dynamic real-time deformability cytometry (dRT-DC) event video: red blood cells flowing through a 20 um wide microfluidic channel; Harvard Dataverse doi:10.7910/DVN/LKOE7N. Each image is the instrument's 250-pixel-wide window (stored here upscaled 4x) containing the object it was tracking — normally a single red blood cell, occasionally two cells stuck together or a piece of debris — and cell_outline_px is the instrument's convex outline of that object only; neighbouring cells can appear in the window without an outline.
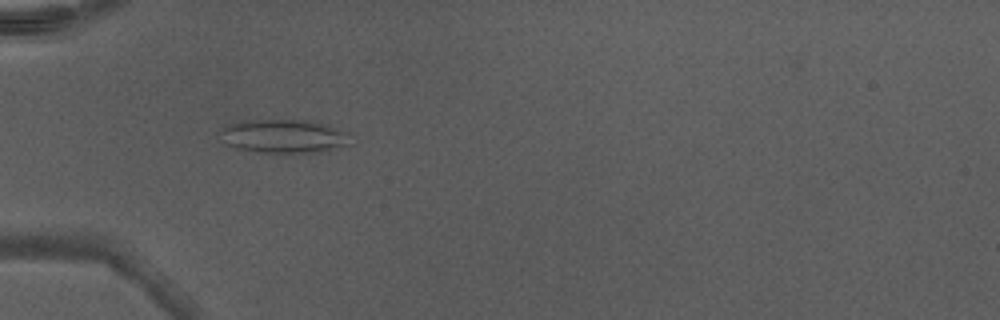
{"species": "Egyptian fruit bat (a non-hibernating species)", "species_latin": "Rousettus aegyptiacus", "temperature_condition": "warm", "stored_images_in_passage": 43, "camera_frame_rate_fps": 3000, "um_per_image_px": 0.085, "animal": {"sex": "male"}, "frame": {"image": 1, "passage_image": 11, "time_ms": 3.333, "image_size_px": [1000, 320], "cell_outline_px": [[356, 136], [352, 144], [320, 152], [260, 152], [236, 148], [228, 144], [220, 132], [228, 124], [252, 120], [312, 120], [348, 132]], "centroid_in_image_um": [24.27, 11.57], "position_along_channel_um": 60.7, "area_um2": 25.49}}
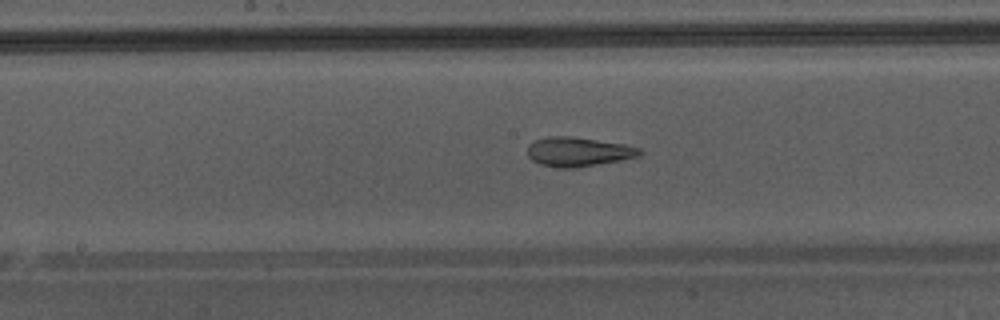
{"frame": {"image": 2, "passage_image": 21, "time_ms": 6.667, "image_size_px": [1000, 320], "cell_outline_px": [[644, 152], [640, 156], [620, 160], [576, 168], [560, 168], [540, 164], [532, 160], [528, 156], [528, 144], [536, 140], [548, 136], [572, 136], [624, 144], [640, 148]], "centroid_in_image_um": [49.16, 12.9], "position_along_channel_um": 199.0, "area_um2": 19.19}}
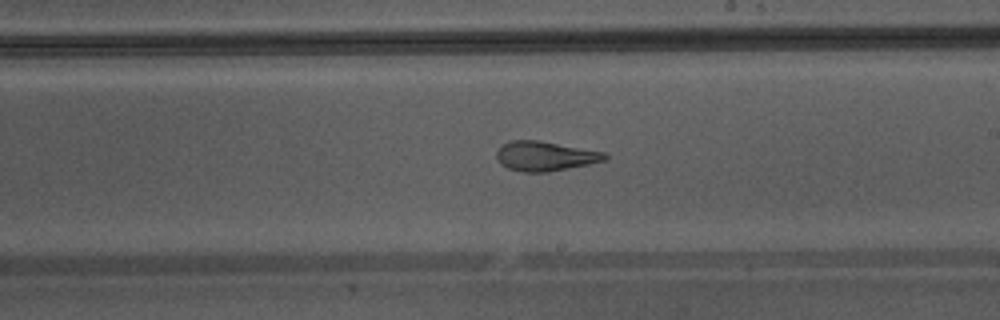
{"frame": {"image": 3, "passage_image": 24, "time_ms": 7.667, "image_size_px": [1000, 320], "cell_outline_px": [[608, 156], [604, 160], [588, 164], [548, 172], [524, 172], [508, 168], [500, 164], [496, 156], [496, 152], [500, 144], [512, 140], [536, 140], [604, 152]], "centroid_in_image_um": [46.27, 13.27], "position_along_channel_um": 242.7, "area_um2": 18.5}, "authors_computed_cell_mechanics": {"area_um2": 22.1374, "velocity_mm_per_s": 4.3794, "shape_relaxation_time_tau1_ms": null, "shape_relaxation_time_tau2_ms": 1.6852, "deformation_change_tau1": null, "deformation_change_tau2": 0.1004}}